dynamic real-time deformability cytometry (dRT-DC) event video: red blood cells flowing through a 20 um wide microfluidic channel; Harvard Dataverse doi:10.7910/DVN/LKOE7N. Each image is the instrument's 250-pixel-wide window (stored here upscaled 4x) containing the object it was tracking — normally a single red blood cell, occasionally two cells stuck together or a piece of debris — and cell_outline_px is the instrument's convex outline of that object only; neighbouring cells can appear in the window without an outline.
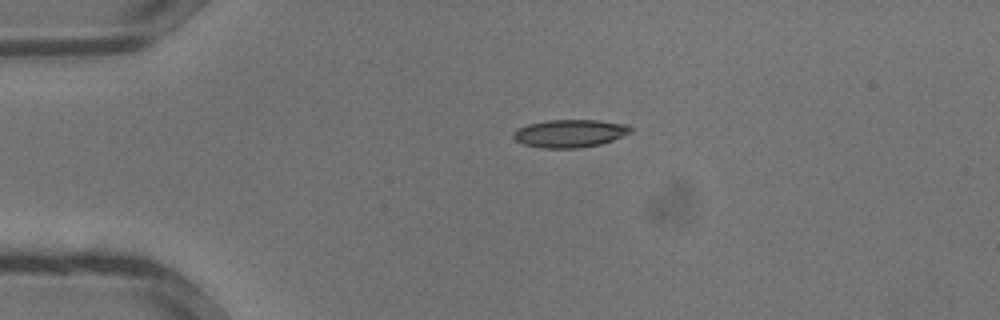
{"species": "common noctule bat (a hibernating species)", "species_latin": "Nyctalus noctula", "temperature_condition": "warm", "stored_images_in_passage": 27, "camera_frame_rate_fps": 3000, "um_per_image_px": 0.085, "animal": {"sex": "male", "body_mass_g": 13.3}, "frame": {"image": 1, "passage_image": 1, "time_ms": 0.0, "image_size_px": [1000, 320], "cell_outline_px": [[632, 132], [612, 140], [600, 144], [576, 148], [544, 148], [524, 144], [516, 140], [512, 136], [512, 132], [516, 128], [528, 124], [544, 120], [600, 120], [628, 124], [632, 128]], "centroid_in_image_um": [48.43, 11.32], "position_along_channel_um": 36.6, "area_um2": 19.13}}
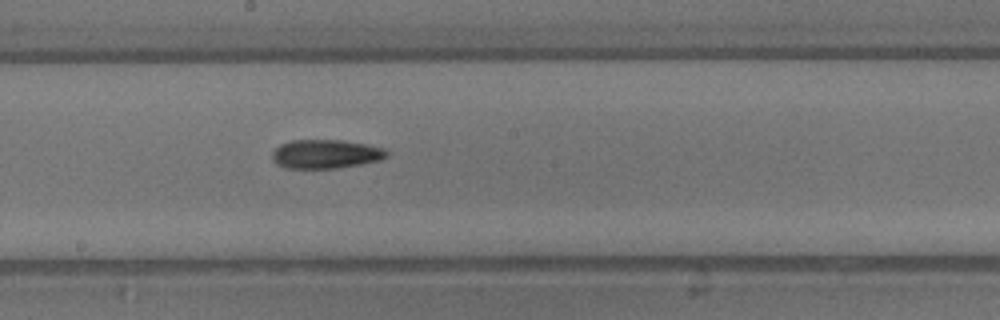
{"frame": {"image": 2, "passage_image": 12, "time_ms": 3.667, "image_size_px": [1000, 320], "cell_outline_px": [[388, 156], [380, 160], [360, 164], [336, 168], [284, 168], [276, 164], [272, 160], [272, 152], [280, 144], [292, 140], [344, 140], [368, 144], [384, 148], [388, 152]], "centroid_in_image_um": [27.68, 13.08], "position_along_channel_um": 220.5, "area_um2": 19.42}}
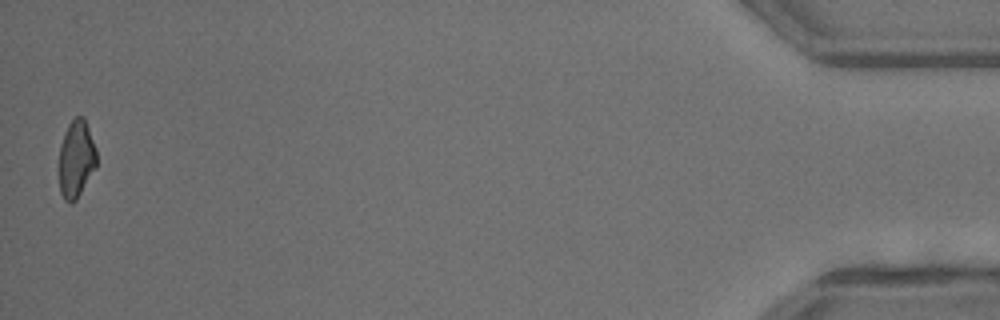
{"frame": {"image": 3, "passage_image": 27, "time_ms": 8.667, "image_size_px": [1000, 320], "cell_outline_px": [[96, 168], [76, 200], [72, 204], [64, 200], [60, 192], [60, 144], [64, 132], [68, 124], [76, 116], [84, 116], [96, 148]], "centroid_in_image_um": [6.49, 13.51], "position_along_channel_um": 428.7, "area_um2": 16.99}}